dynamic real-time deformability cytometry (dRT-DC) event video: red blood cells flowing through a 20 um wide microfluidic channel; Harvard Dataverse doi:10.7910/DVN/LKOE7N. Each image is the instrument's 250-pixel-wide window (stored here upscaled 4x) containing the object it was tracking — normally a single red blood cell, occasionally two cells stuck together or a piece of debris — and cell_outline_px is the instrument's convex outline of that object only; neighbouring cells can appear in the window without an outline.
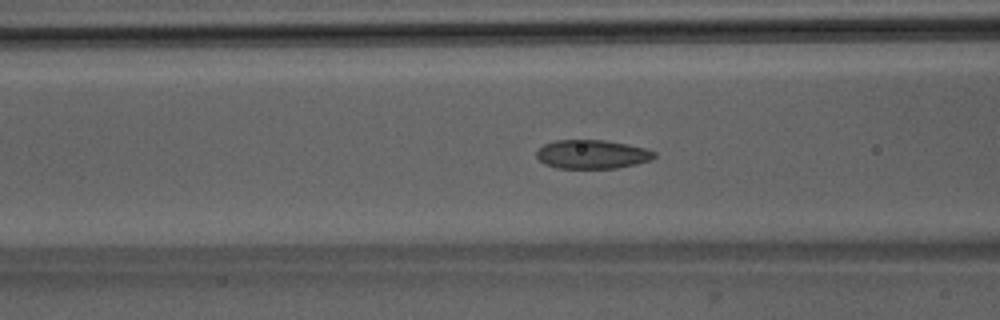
{"species": "Egyptian fruit bat (a non-hibernating species)", "species_latin": "Rousettus aegyptiacus", "temperature_condition": "room temperature", "stored_images_in_passage": 52, "camera_frame_rate_fps": 3000, "um_per_image_px": 0.085, "animal": {"sex": "male"}, "frame": {"image": 1, "passage_image": 21, "time_ms": 6.667, "image_size_px": [1000, 320], "cell_outline_px": [[656, 156], [652, 160], [636, 164], [616, 168], [556, 168], [544, 164], [536, 156], [536, 152], [544, 144], [556, 140], [604, 140], [628, 144], [644, 148], [656, 152]], "centroid_in_image_um": [50.34, 13.12], "position_along_channel_um": 116.3, "area_um2": 19.83}}
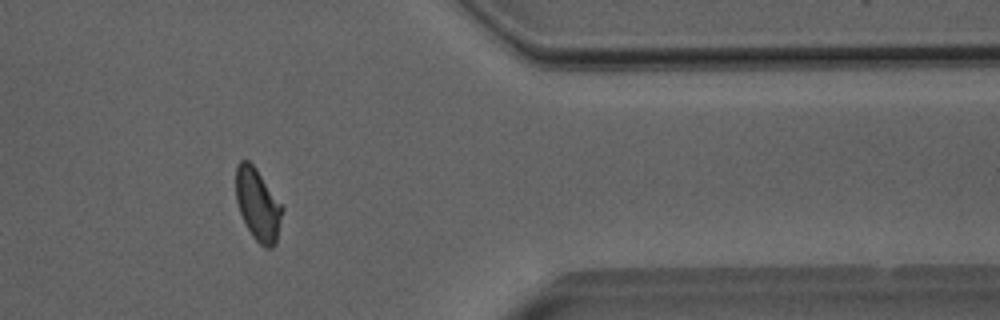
{"frame": {"image": 2, "passage_image": 43, "time_ms": 14.0, "image_size_px": [1000, 320], "cell_outline_px": [[284, 208], [276, 244], [272, 248], [264, 248], [252, 236], [240, 212], [236, 200], [236, 164], [240, 160], [248, 160], [256, 168]], "centroid_in_image_um": [21.92, 17.4], "position_along_channel_um": 389.5, "area_um2": 19.42}}
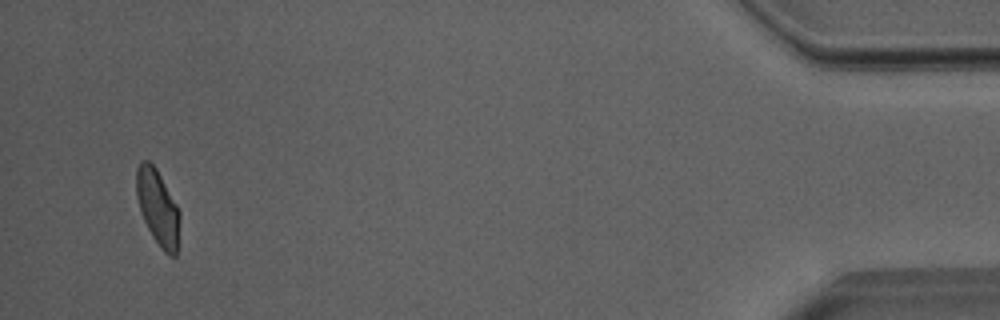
{"frame": {"image": 3, "passage_image": 50, "time_ms": 16.333, "image_size_px": [1000, 320], "cell_outline_px": [[180, 220], [176, 256], [168, 256], [160, 248], [152, 236], [140, 212], [136, 196], [136, 168], [140, 160], [148, 160], [156, 168], [176, 204], [180, 212]], "centroid_in_image_um": [13.4, 17.64], "position_along_channel_um": 421.8, "area_um2": 19.19}, "authors_computed_cell_mechanics": {"area_um2": 20.0277, "velocity_mm_per_s": 3.9801, "shape_relaxation_time_tau1_ms": 8.1667, "shape_relaxation_time_tau2_ms": 1.2428, "deformation_change_tau1": 0.1704, "deformation_change_tau2": 0.0711}}